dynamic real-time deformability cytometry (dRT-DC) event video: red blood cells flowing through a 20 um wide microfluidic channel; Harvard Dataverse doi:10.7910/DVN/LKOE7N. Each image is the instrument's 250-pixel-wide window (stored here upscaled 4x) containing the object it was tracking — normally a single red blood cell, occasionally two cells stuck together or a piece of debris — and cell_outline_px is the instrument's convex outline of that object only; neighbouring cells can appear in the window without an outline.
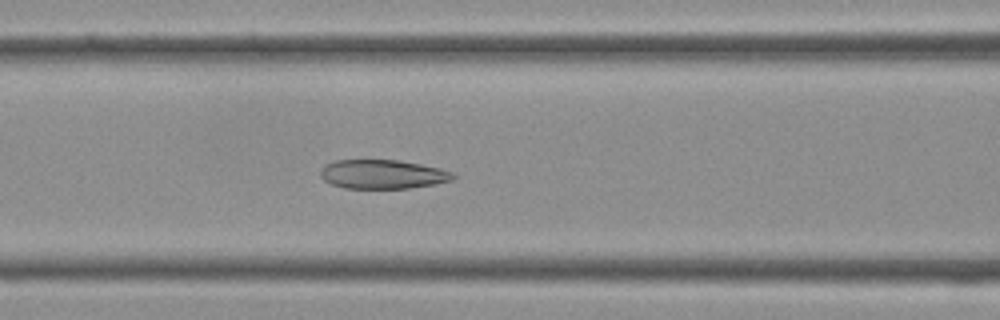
{"species": "Egyptian fruit bat (a non-hibernating species)", "species_latin": "Rousettus aegyptiacus", "temperature_condition": "cold", "stored_images_in_passage": 38, "camera_frame_rate_fps": 3000, "um_per_image_px": 0.085, "frame": {"image": 1, "passage_image": 15, "time_ms": 4.667, "image_size_px": [1000, 320], "cell_outline_px": [[456, 176], [452, 180], [436, 184], [408, 188], [344, 188], [332, 184], [324, 180], [320, 176], [320, 172], [324, 164], [336, 160], [396, 160], [420, 164], [440, 168], [452, 172]], "centroid_in_image_um": [32.52, 14.81], "position_along_channel_um": 134.1, "area_um2": 22.43}}
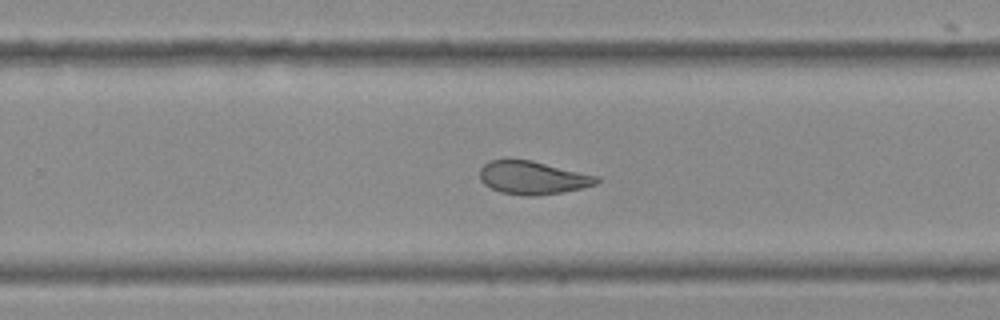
{"frame": {"image": 2, "passage_image": 24, "time_ms": 7.667, "image_size_px": [1000, 320], "cell_outline_px": [[600, 180], [596, 184], [580, 188], [560, 192], [532, 196], [524, 196], [500, 192], [484, 184], [480, 180], [480, 168], [488, 160], [532, 160], [600, 176]], "centroid_in_image_um": [45.28, 15.1], "position_along_channel_um": 284.5, "area_um2": 22.54}}
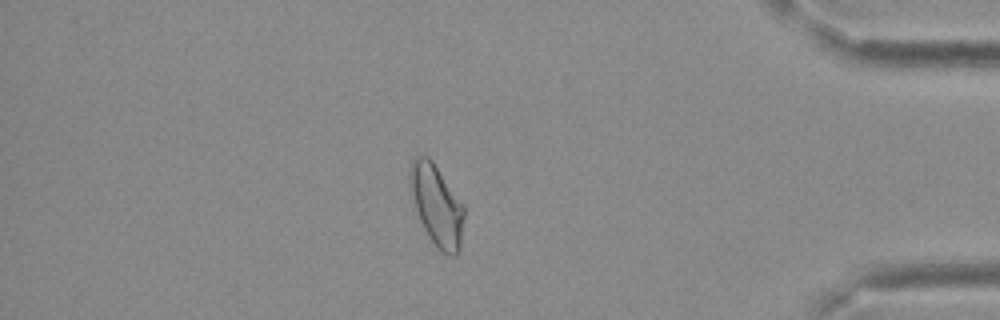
{"frame": {"image": 3, "passage_image": 33, "time_ms": 10.667, "image_size_px": [1000, 320], "cell_outline_px": [[464, 216], [460, 252], [456, 256], [448, 256], [436, 248], [428, 236], [420, 220], [408, 188], [408, 172], [412, 160], [416, 156], [428, 156], [432, 160], [464, 204]], "centroid_in_image_um": [37.11, 17.46], "position_along_channel_um": 398.1, "area_um2": 26.07}}